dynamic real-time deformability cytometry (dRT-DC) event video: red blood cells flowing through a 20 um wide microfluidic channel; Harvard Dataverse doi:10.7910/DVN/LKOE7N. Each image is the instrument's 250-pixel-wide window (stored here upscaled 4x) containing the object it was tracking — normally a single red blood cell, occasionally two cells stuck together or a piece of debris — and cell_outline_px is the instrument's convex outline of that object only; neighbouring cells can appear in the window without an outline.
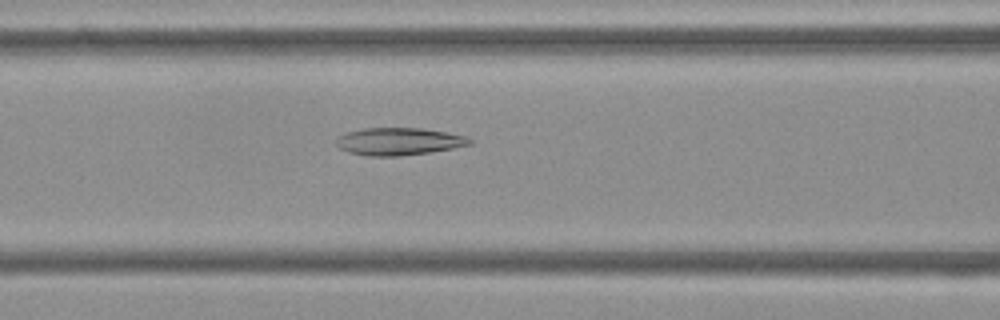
{"species": "Egyptian fruit bat (a non-hibernating species)", "species_latin": "Rousettus aegyptiacus", "temperature_condition": "cold", "stored_images_in_passage": 54, "camera_frame_rate_fps": 3000, "um_per_image_px": 0.085, "frame": {"image": 1, "passage_image": 22, "time_ms": 7.0, "image_size_px": [1000, 320], "cell_outline_px": [[472, 144], [452, 148], [428, 152], [400, 156], [368, 156], [348, 152], [340, 148], [336, 144], [336, 136], [344, 132], [364, 128], [420, 128], [448, 132], [468, 136], [472, 140]], "centroid_in_image_um": [33.87, 12.01], "position_along_channel_um": 132.7, "area_um2": 21.5}}
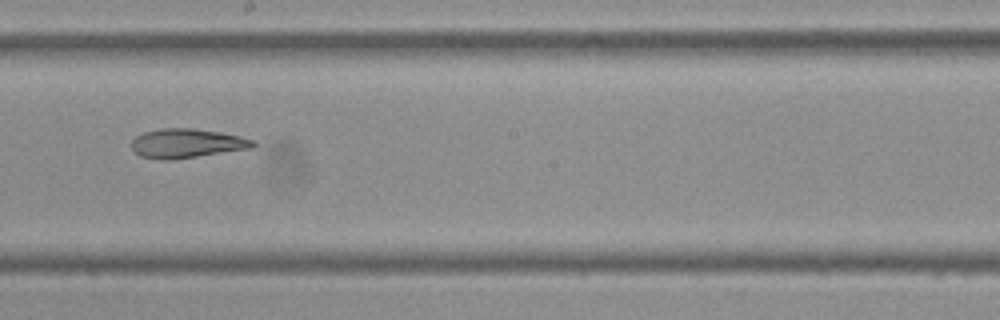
{"frame": {"image": 2, "passage_image": 30, "time_ms": 9.667, "image_size_px": [1000, 320], "cell_outline_px": [[256, 144], [252, 148], [172, 160], [160, 160], [140, 156], [132, 148], [132, 140], [136, 136], [144, 132], [160, 128], [192, 128], [220, 132], [240, 136], [256, 140]], "centroid_in_image_um": [15.89, 12.18], "position_along_channel_um": 232.3, "area_um2": 20.75}}
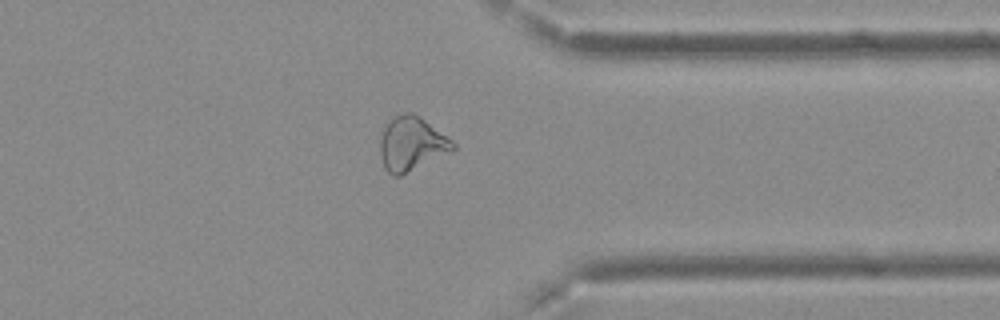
{"frame": {"image": 3, "passage_image": 42, "time_ms": 13.667, "image_size_px": [1000, 320], "cell_outline_px": [[456, 148], [400, 176], [392, 176], [384, 168], [380, 156], [380, 140], [384, 128], [392, 116], [408, 112], [412, 112], [420, 116], [452, 140], [456, 144]], "centroid_in_image_um": [34.95, 12.21], "position_along_channel_um": 376.4, "area_um2": 22.72}, "authors_computed_cell_mechanics": {"area_um2": 23.6402, "velocity_mm_per_s": 3.7416, "shape_relaxation_time_tau1_ms": null, "shape_relaxation_time_tau2_ms": 4.7146, "deformation_change_tau1": null, "deformation_change_tau2": 0.1147}}